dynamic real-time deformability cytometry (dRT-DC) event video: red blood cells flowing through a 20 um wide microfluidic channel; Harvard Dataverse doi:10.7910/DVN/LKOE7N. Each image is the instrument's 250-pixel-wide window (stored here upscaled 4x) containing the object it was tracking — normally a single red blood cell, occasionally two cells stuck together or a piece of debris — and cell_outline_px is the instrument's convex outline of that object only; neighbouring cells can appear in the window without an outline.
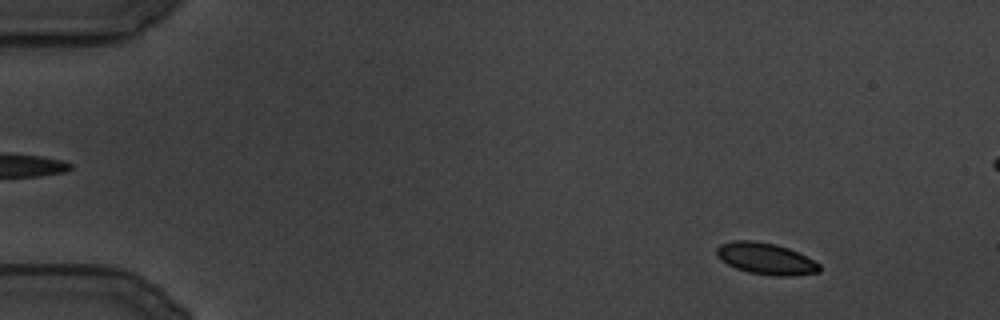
{"species": "common noctule bat (a hibernating species)", "species_latin": "Nyctalus noctula", "temperature_condition": "cold", "stored_images_in_passage": 116, "camera_frame_rate_fps": 3000, "um_per_image_px": 0.085, "animal": {"sex": "male", "body_mass_g": 19.5, "forearm_length_mm": 54.6}, "frame": {"image": 1, "passage_image": 15, "time_ms": 4.667, "image_size_px": [1000, 320], "cell_outline_px": [[820, 272], [788, 276], [776, 276], [748, 272], [736, 268], [720, 260], [716, 256], [716, 248], [720, 244], [732, 240], [752, 240], [776, 244], [788, 248], [820, 264]], "centroid_in_image_um": [65.04, 21.98], "position_along_channel_um": 20.0, "area_um2": 18.84}}
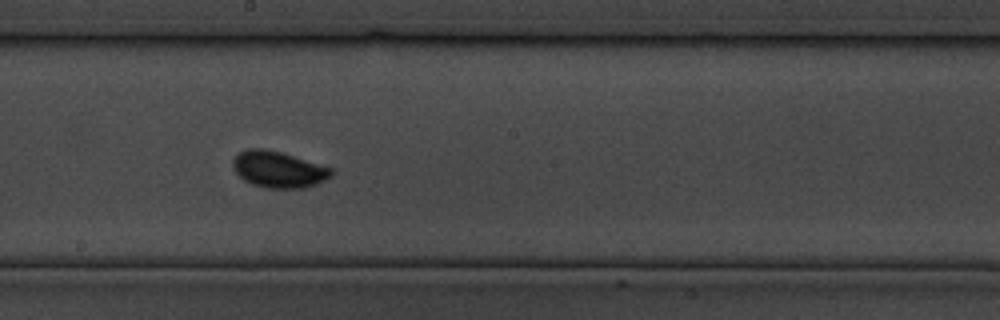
{"frame": {"image": 2, "passage_image": 71, "time_ms": 23.333, "image_size_px": [1000, 320], "cell_outline_px": [[336, 172], [332, 176], [316, 184], [304, 188], [264, 188], [252, 184], [244, 180], [236, 172], [232, 164], [232, 160], [240, 152], [248, 148], [264, 148], [280, 152], [332, 168]], "centroid_in_image_um": [23.68, 14.41], "position_along_channel_um": 224.5, "area_um2": 20.81}}
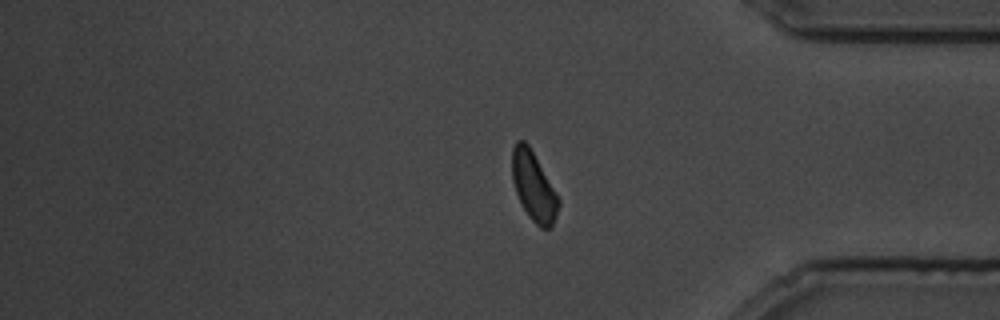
{"frame": {"image": 3, "passage_image": 104, "time_ms": 34.333, "image_size_px": [1000, 320], "cell_outline_px": [[560, 204], [556, 216], [552, 224], [548, 228], [540, 228], [528, 216], [516, 192], [512, 180], [512, 148], [516, 140], [524, 140], [528, 144], [560, 200]], "centroid_in_image_um": [45.34, 15.83], "position_along_channel_um": 389.9, "area_um2": 18.32}}